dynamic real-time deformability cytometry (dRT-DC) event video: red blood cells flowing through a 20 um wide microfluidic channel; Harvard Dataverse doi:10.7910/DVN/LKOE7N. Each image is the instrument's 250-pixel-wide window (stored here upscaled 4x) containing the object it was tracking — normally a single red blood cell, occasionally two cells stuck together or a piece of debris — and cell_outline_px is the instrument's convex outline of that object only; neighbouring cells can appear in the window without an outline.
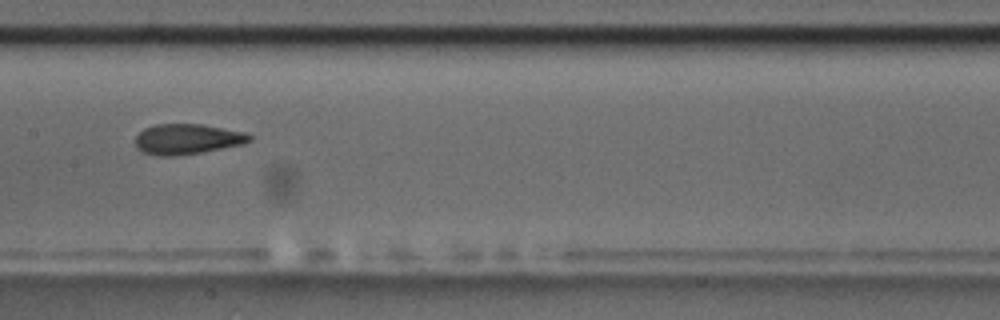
{"species": "common noctule bat (a hibernating species)", "species_latin": "Nyctalus noctula", "temperature_condition": "room temperature", "stored_images_in_passage": 10, "camera_frame_rate_fps": 3000, "um_per_image_px": 0.085, "animal": {"sex": "male", "body_mass_g": 17.5, "forearm_length_mm": 52.3}, "frame": {"image": 1, "passage_image": 9, "time_ms": 9.333, "image_size_px": [1000, 320], "cell_outline_px": [[252, 140], [244, 144], [200, 152], [172, 156], [160, 156], [144, 152], [136, 148], [136, 136], [144, 128], [156, 124], [204, 124], [244, 132], [252, 136]], "centroid_in_image_um": [15.92, 11.81], "position_along_channel_um": 191.5, "area_um2": 20.11}}
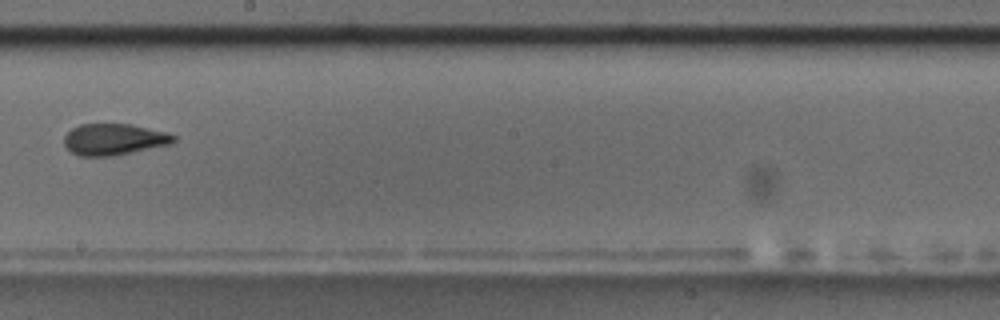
{"frame": {"image": 2, "passage_image": 10, "time_ms": 10.667, "image_size_px": [1000, 320], "cell_outline_px": [[176, 140], [172, 144], [116, 156], [80, 156], [72, 152], [64, 144], [64, 136], [72, 128], [80, 124], [128, 124], [168, 132], [176, 136]], "centroid_in_image_um": [9.72, 11.85], "position_along_channel_um": 238.5, "area_um2": 20.17}}